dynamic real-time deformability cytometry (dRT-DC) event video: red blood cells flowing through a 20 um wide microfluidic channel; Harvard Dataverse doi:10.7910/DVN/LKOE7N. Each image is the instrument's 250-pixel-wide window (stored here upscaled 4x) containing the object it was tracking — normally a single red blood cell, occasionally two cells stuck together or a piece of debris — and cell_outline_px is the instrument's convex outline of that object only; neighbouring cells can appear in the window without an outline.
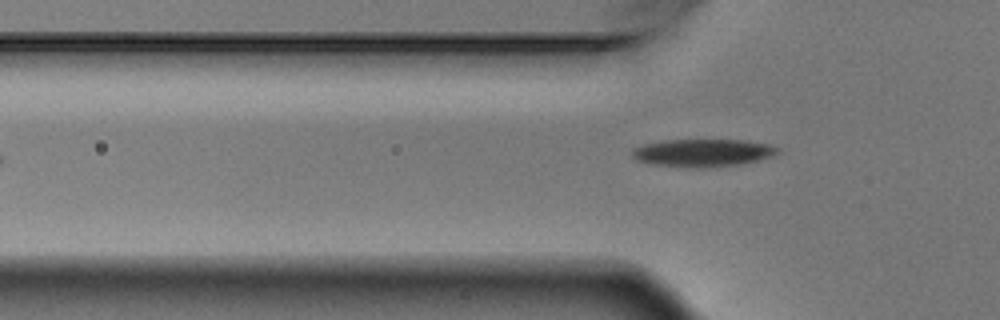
{"species": "Egyptian fruit bat (a non-hibernating species)", "species_latin": "Rousettus aegyptiacus", "temperature_condition": "warm", "stored_images_in_passage": 7, "camera_frame_rate_fps": 3000, "um_per_image_px": 0.085, "animal": {"sex": "male"}, "frame": {"image": 1, "passage_image": 6, "time_ms": 1.667, "image_size_px": [1000, 320], "cell_outline_px": [[780, 152], [772, 156], [740, 164], [704, 168], [692, 168], [656, 164], [636, 160], [632, 156], [632, 152], [636, 148], [644, 144], [664, 140], [740, 140], [772, 144], [780, 148]], "centroid_in_image_um": [59.78, 12.98], "position_along_channel_um": 66.0, "area_um2": 23.35}}
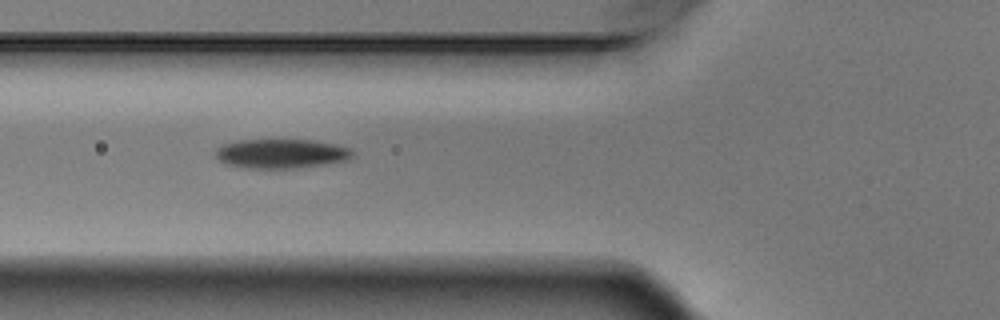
{"frame": {"image": 2, "passage_image": 7, "time_ms": 2.0, "image_size_px": [1000, 320], "cell_outline_px": [[352, 156], [348, 160], [324, 164], [296, 168], [244, 168], [224, 164], [216, 156], [216, 148], [224, 144], [240, 140], [312, 140], [352, 148]], "centroid_in_image_um": [23.88, 13.06], "position_along_channel_um": 101.9, "area_um2": 23.29}}